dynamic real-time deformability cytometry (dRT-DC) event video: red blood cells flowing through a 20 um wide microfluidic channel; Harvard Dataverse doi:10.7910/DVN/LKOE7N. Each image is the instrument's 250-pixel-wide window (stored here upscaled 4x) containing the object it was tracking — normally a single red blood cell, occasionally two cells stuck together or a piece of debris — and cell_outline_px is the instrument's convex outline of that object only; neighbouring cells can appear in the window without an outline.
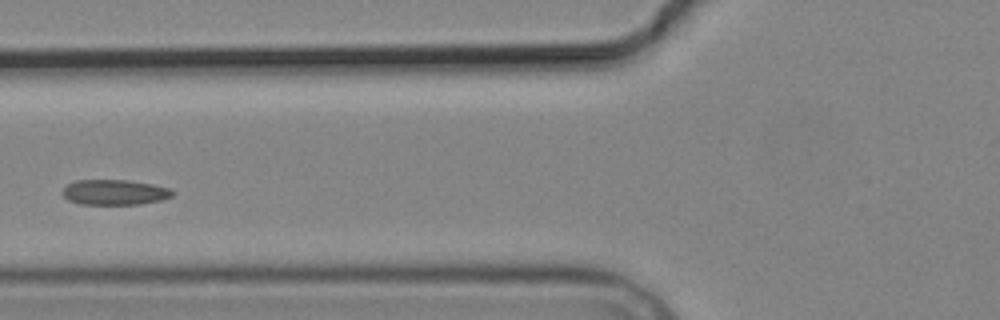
{"species": "common noctule bat (a hibernating species)", "species_latin": "Nyctalus noctula", "temperature_condition": "cold", "stored_images_in_passage": 4, "camera_frame_rate_fps": 3000, "um_per_image_px": 0.085, "animal": {"sex": "male", "body_mass_g": 19.2, "forearm_length_mm": 51.8}, "frame": {"image": 1, "passage_image": 4, "time_ms": 3.667, "image_size_px": [1000, 320], "cell_outline_px": [[176, 192], [172, 196], [160, 200], [140, 204], [80, 204], [68, 200], [60, 192], [68, 184], [76, 180], [128, 180], [152, 184], [168, 188]], "centroid_in_image_um": [9.73, 16.34], "position_along_channel_um": 116.1, "area_um2": 16.18}}